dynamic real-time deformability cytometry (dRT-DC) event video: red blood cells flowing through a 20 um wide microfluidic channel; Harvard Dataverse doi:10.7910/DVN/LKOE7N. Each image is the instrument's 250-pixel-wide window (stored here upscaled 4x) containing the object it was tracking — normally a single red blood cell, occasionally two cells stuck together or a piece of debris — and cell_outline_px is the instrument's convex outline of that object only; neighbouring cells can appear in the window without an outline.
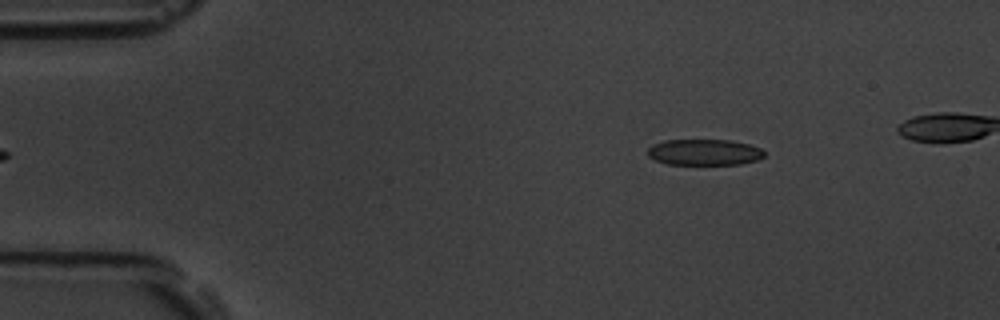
{"species": "common noctule bat (a hibernating species)", "species_latin": "Nyctalus noctula", "temperature_condition": "room temperature", "stored_images_in_passage": 6, "camera_frame_rate_fps": 3000, "um_per_image_px": 0.085, "animal": {"sex": "male", "body_mass_g": 19.5, "forearm_length_mm": 54.6}, "frame": {"image": 1, "passage_image": 6, "time_ms": 1.667, "image_size_px": [1000, 320], "cell_outline_px": [[764, 156], [756, 160], [740, 164], [668, 164], [656, 160], [648, 156], [648, 148], [652, 144], [664, 140], [732, 140], [748, 144], [760, 148], [764, 152]], "centroid_in_image_um": [59.85, 12.93], "position_along_channel_um": 25.2, "area_um2": 17.63}}